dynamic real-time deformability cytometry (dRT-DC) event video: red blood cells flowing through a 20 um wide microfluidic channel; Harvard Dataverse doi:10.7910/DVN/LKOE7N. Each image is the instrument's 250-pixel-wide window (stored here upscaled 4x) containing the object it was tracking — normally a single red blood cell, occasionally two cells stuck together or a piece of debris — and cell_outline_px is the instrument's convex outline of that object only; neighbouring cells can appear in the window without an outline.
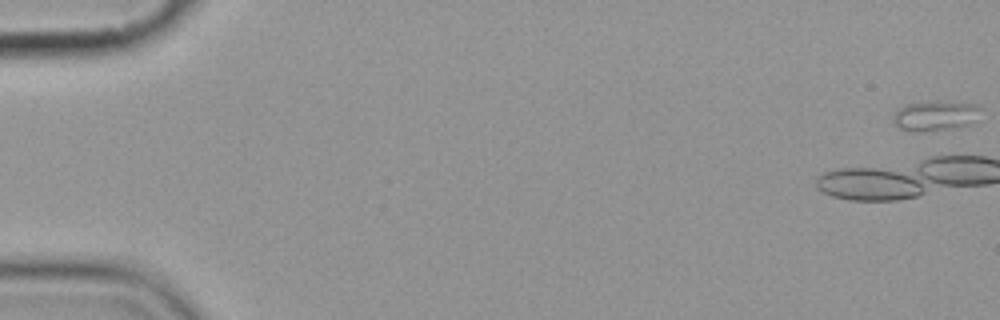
{"species": "common noctule bat (a hibernating species)", "species_latin": "Nyctalus noctula", "temperature_condition": "cold", "stored_images_in_passage": 15, "camera_frame_rate_fps": 3000, "um_per_image_px": 0.085, "animal": {"sex": "female", "body_mass_g": 19.9}, "frame": {"image": 1, "passage_image": 1, "time_ms": 0.0, "image_size_px": [1000, 320], "cell_outline_px": [[980, 120], [976, 124], [960, 128], [924, 132], [912, 132], [900, 128], [896, 124], [896, 112], [900, 108], [908, 104], [936, 100], [980, 104]], "centroid_in_image_um": [79.67, 9.85], "position_along_channel_um": 5.3, "area_um2": 15.9}}
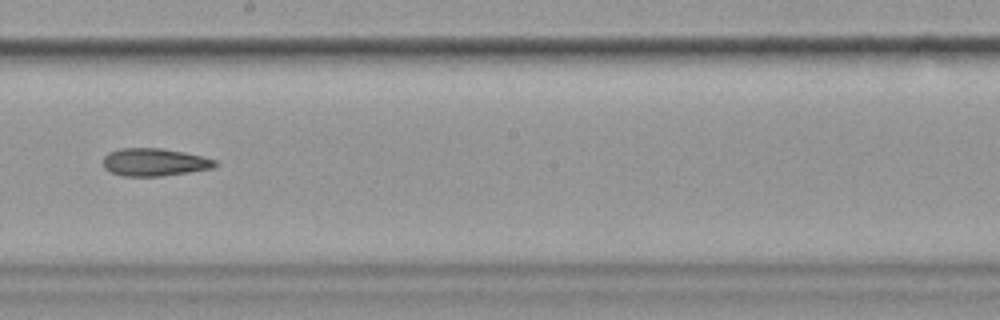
{"frame": {"image": 2, "passage_image": 10, "time_ms": 11.333, "image_size_px": [1000, 320], "cell_outline_px": [[216, 164], [212, 168], [188, 172], [160, 176], [124, 176], [112, 172], [104, 168], [104, 156], [108, 152], [120, 148], [160, 148], [184, 152], [204, 156], [216, 160]], "centroid_in_image_um": [13.12, 13.77], "position_along_channel_um": 235.1, "area_um2": 17.98}}
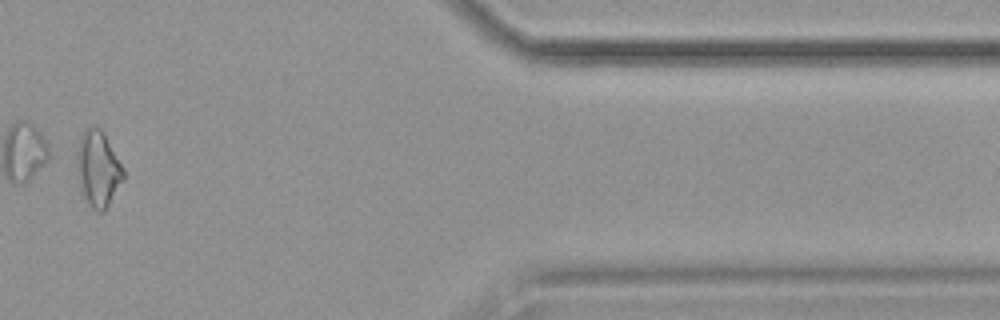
{"frame": {"image": 3, "passage_image": 14, "time_ms": 17.0, "image_size_px": [1000, 320], "cell_outline_px": [[124, 180], [104, 212], [96, 212], [88, 204], [80, 192], [76, 172], [76, 152], [80, 136], [88, 128], [100, 128], [104, 132], [124, 168]], "centroid_in_image_um": [8.32, 14.39], "position_along_channel_um": 403.1, "area_um2": 20.98}, "authors_computed_cell_mechanics": {"area_um2": 18.8428, "velocity_mm_per_s": 3.6327, "shape_relaxation_time_tau1_ms": null, "shape_relaxation_time_tau2_ms": 7.6616, "deformation_change_tau1": null, "deformation_change_tau2": 0.197}}